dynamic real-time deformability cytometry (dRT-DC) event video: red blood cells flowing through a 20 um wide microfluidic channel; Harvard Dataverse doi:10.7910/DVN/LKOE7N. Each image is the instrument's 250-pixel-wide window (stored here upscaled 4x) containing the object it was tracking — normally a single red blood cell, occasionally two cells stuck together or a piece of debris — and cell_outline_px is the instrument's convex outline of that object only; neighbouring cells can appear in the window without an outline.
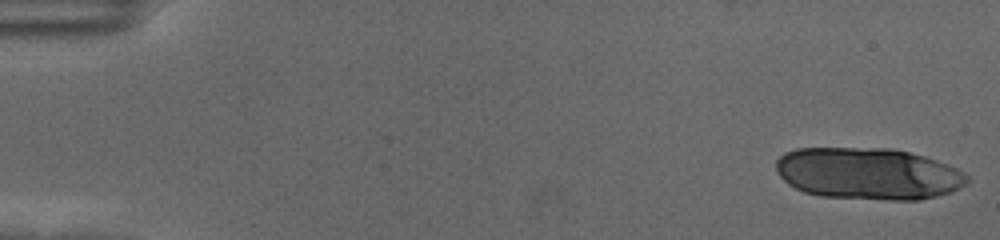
{"species": "human", "species_latin": "Homo sapiens", "temperature_condition": "cold", "stored_images_in_passage": 18, "camera_frame_rate_fps": 3000, "um_per_image_px": 0.085, "donor": {"sex": "female"}, "frame": {"image": 1, "passage_image": 1, "time_ms": 0.0, "image_size_px": [1000, 240], "cell_outline_px": [[968, 184], [952, 192], [920, 200], [888, 200], [820, 196], [804, 192], [788, 184], [776, 172], [776, 160], [784, 152], [796, 148], [888, 148], [908, 152], [924, 156], [948, 164], [964, 172], [968, 176]], "centroid_in_image_um": [73.8, 14.76], "position_along_channel_um": 11.2, "area_um2": 58.09}}